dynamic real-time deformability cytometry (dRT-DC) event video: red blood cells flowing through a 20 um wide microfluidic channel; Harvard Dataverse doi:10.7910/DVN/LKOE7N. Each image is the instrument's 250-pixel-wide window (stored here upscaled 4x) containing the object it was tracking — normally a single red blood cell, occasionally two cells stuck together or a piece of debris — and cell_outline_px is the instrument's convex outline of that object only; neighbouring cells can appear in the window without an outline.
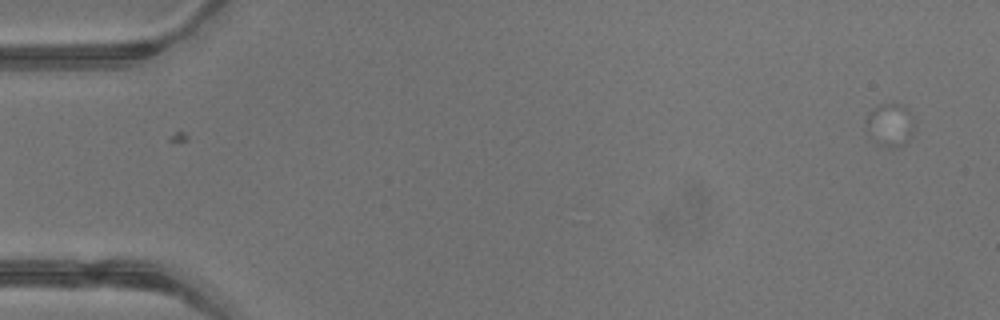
{"species": "common noctule bat (a hibernating species)", "species_latin": "Nyctalus noctula", "temperature_condition": "warm", "stored_images_in_passage": 4, "camera_frame_rate_fps": 3000, "um_per_image_px": 0.085, "animal": {"sex": "male", "body_mass_g": 13.3}, "frame": {"image": 1, "passage_image": 4, "time_ms": 1.0, "image_size_px": [1000, 320], "cell_outline_px": [[912, 136], [904, 144], [896, 148], [876, 144], [868, 136], [864, 120], [868, 112], [872, 108], [880, 104], [904, 104], [912, 116]], "centroid_in_image_um": [75.59, 10.61], "position_along_channel_um": 9.4, "area_um2": 12.37}}